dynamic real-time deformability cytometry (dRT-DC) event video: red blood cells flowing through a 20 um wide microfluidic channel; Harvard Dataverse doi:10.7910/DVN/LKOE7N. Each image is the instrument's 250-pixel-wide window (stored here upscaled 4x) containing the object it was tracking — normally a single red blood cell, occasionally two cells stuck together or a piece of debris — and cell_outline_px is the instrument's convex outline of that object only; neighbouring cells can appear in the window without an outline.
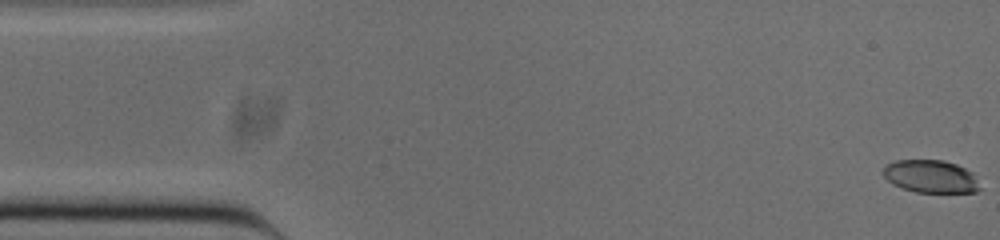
{"species": "common noctule bat (a hibernating species)", "species_latin": "Nyctalus noctula", "temperature_condition": "cold", "stored_images_in_passage": 54, "camera_frame_rate_fps": 3000, "um_per_image_px": 0.085, "animal": {"sex": "male", "body_mass_g": 20.0, "forearm_length_mm": 53.3}, "frame": {"image": 1, "passage_image": 1, "time_ms": 0.0, "image_size_px": [1000, 240], "cell_outline_px": [[980, 188], [976, 192], [916, 192], [892, 184], [884, 176], [884, 168], [888, 164], [896, 160], [944, 160], [956, 164], [972, 172]], "centroid_in_image_um": [79.11, 14.99], "position_along_channel_um": 5.9, "area_um2": 18.21}}
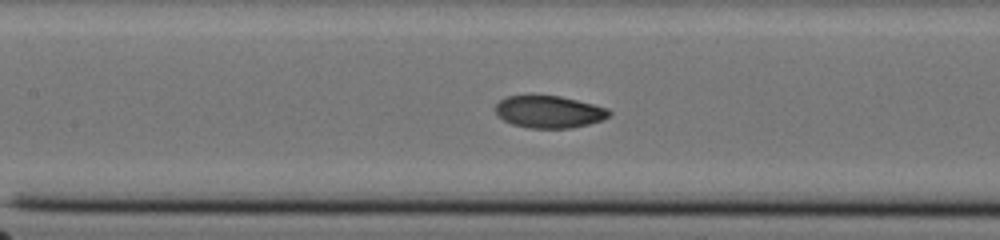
{"frame": {"image": 2, "passage_image": 23, "time_ms": 7.333, "image_size_px": [1000, 240], "cell_outline_px": [[612, 112], [608, 116], [600, 120], [588, 124], [572, 128], [528, 128], [512, 124], [504, 120], [496, 112], [496, 104], [500, 100], [508, 96], [560, 96], [608, 108]], "centroid_in_image_um": [46.67, 9.51], "position_along_channel_um": 160.7, "area_um2": 21.04}}
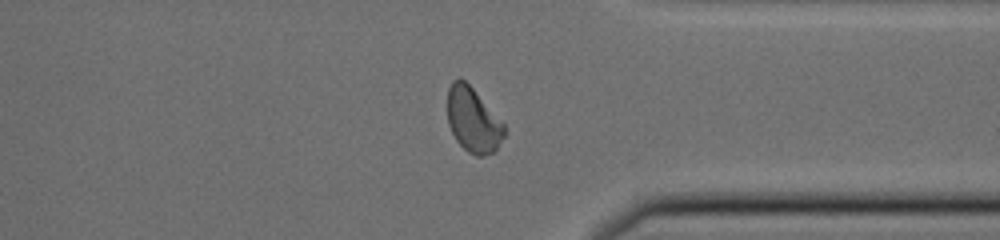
{"frame": {"image": 3, "passage_image": 40, "time_ms": 13.0, "image_size_px": [1000, 240], "cell_outline_px": [[504, 136], [496, 152], [484, 156], [476, 156], [468, 152], [456, 140], [448, 124], [448, 88], [452, 80], [460, 76], [504, 120]], "centroid_in_image_um": [40.24, 10.2], "position_along_channel_um": 371.2, "area_um2": 21.79}, "authors_computed_cell_mechanics": {"area_um2": 21.6461, "velocity_mm_per_s": 3.8251, "shape_relaxation_time_tau1_ms": 4.3155, "shape_relaxation_time_tau2_ms": 1.2976, "deformation_change_tau1": 0.1569, "deformation_change_tau2": 0.0469}}